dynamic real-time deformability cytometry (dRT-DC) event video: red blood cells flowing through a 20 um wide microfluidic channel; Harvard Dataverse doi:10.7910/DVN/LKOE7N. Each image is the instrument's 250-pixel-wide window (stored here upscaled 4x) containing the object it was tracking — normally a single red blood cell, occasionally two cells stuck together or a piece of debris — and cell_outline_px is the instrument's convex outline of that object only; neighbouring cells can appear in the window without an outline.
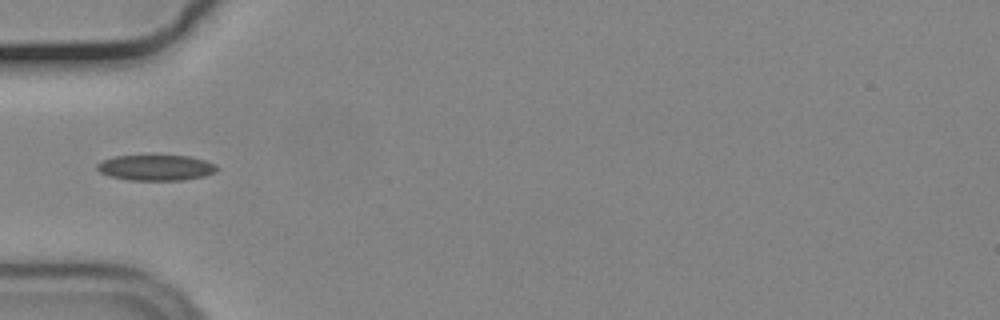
{"species": "common noctule bat (a hibernating species)", "species_latin": "Nyctalus noctula", "temperature_condition": "cold", "stored_images_in_passage": 38, "camera_frame_rate_fps": 3000, "um_per_image_px": 0.085, "animal": {"sex": "male", "body_mass_g": 19.2, "forearm_length_mm": 51.8}, "frame": {"image": 1, "passage_image": 1, "time_ms": 0.0, "image_size_px": [1000, 320], "cell_outline_px": [[216, 172], [204, 176], [184, 180], [128, 180], [108, 176], [100, 172], [96, 168], [96, 164], [104, 160], [116, 156], [188, 156], [204, 160], [216, 164]], "centroid_in_image_um": [13.24, 14.26], "position_along_channel_um": 71.8, "area_um2": 17.8}}
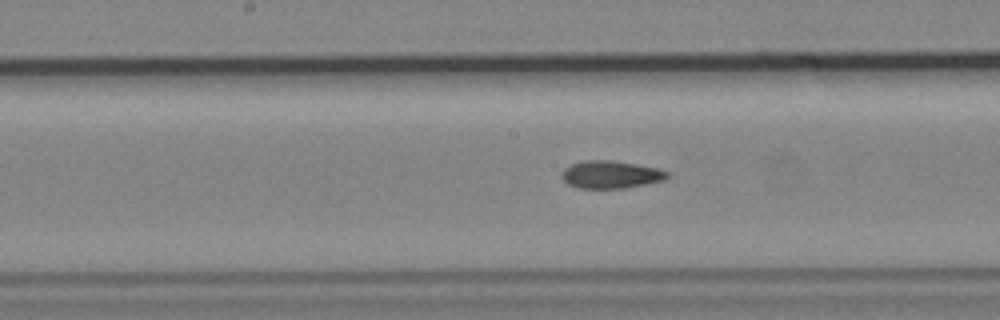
{"frame": {"image": 2, "passage_image": 11, "time_ms": 3.333, "image_size_px": [1000, 320], "cell_outline_px": [[668, 176], [664, 180], [624, 188], [576, 188], [568, 184], [560, 176], [564, 168], [572, 164], [584, 160], [612, 160], [636, 164], [656, 168], [668, 172]], "centroid_in_image_um": [51.87, 14.83], "position_along_channel_um": 196.3, "area_um2": 16.88}}
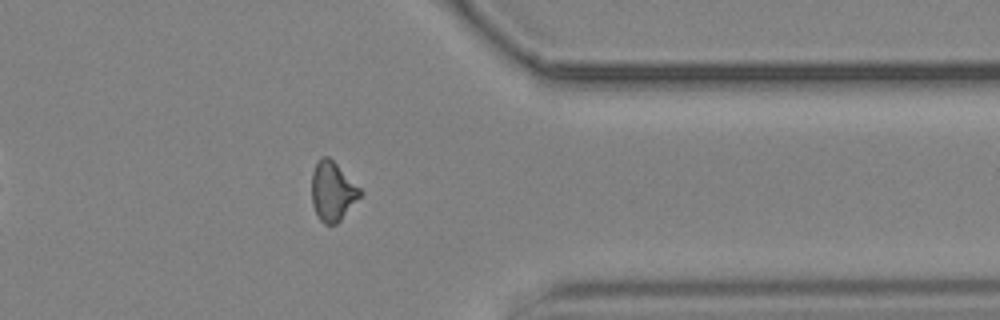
{"frame": {"image": 3, "passage_image": 27, "time_ms": 8.667, "image_size_px": [1000, 320], "cell_outline_px": [[364, 192], [340, 220], [336, 224], [324, 224], [320, 220], [312, 204], [312, 172], [316, 164], [324, 156], [328, 156]], "centroid_in_image_um": [28.27, 16.28], "position_along_channel_um": 383.1, "area_um2": 16.36}, "authors_computed_cell_mechanics": {"area_um2": 16.762, "velocity_mm_per_s": 3.7181, "shape_relaxation_time_tau1_ms": null, "shape_relaxation_time_tau2_ms": 2.4629, "deformation_change_tau1": null, "deformation_change_tau2": 0.0858}}